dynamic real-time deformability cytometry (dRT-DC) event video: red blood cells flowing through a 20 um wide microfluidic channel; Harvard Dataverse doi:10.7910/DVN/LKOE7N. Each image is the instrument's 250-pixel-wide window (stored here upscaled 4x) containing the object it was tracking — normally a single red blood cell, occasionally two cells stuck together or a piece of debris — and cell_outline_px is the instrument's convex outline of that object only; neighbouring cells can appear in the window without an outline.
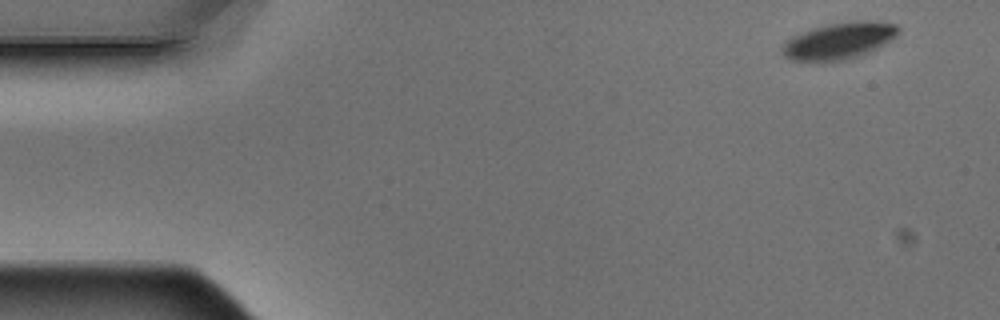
{"species": "Egyptian fruit bat (a non-hibernating species)", "species_latin": "Rousettus aegyptiacus", "temperature_condition": "warm", "stored_images_in_passage": 5, "camera_frame_rate_fps": 3000, "um_per_image_px": 0.085, "animal": {"sex": "male"}, "frame": {"image": 1, "passage_image": 1, "time_ms": 0.0, "image_size_px": [1000, 320], "cell_outline_px": [[900, 32], [896, 36], [868, 52], [860, 56], [844, 60], [792, 60], [784, 56], [780, 48], [792, 36], [812, 28], [828, 24], [852, 20], [872, 20], [896, 24], [900, 28]], "centroid_in_image_um": [71.34, 3.44], "position_along_channel_um": 13.7, "area_um2": 24.57}}